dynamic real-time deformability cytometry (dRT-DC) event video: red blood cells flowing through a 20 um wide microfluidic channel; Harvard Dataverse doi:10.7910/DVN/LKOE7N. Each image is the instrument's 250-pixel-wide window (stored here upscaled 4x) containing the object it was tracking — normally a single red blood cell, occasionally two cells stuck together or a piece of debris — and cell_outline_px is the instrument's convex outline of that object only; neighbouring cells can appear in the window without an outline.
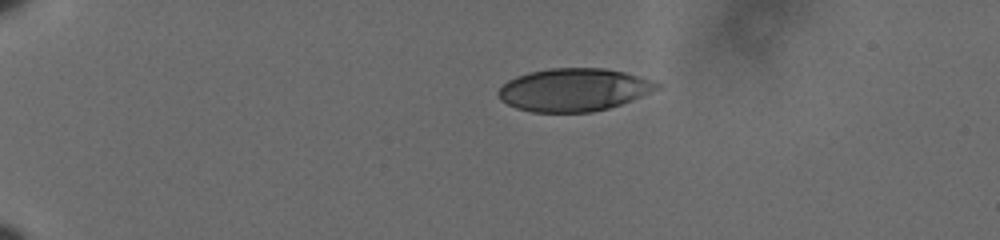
{"species": "human", "species_latin": "Homo sapiens", "temperature_condition": "cold", "stored_images_in_passage": 46, "camera_frame_rate_fps": 3000, "um_per_image_px": 0.085, "donor": {"sex": "male"}, "frame": {"image": 1, "passage_image": 1, "time_ms": 0.0, "image_size_px": [1000, 240], "cell_outline_px": [[664, 84], [660, 88], [652, 92], [620, 104], [608, 108], [592, 112], [532, 112], [516, 108], [500, 100], [496, 92], [508, 80], [516, 76], [528, 72], [552, 68], [604, 68], [624, 72], [652, 80]], "centroid_in_image_um": [48.77, 7.63], "position_along_channel_um": 36.2, "area_um2": 39.65}}
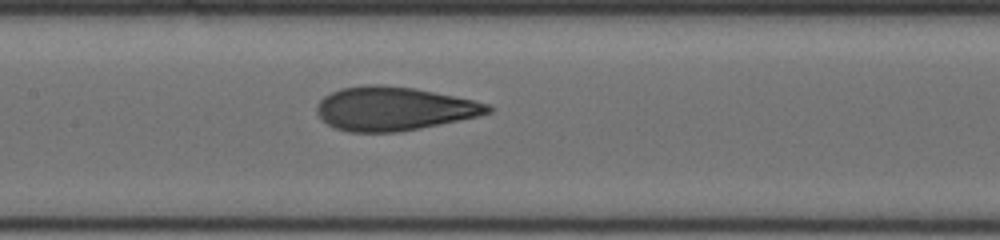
{"frame": {"image": 2, "passage_image": 19, "time_ms": 6.0, "image_size_px": [1000, 240], "cell_outline_px": [[492, 112], [480, 116], [400, 132], [348, 132], [336, 128], [328, 124], [316, 112], [316, 104], [324, 96], [340, 88], [364, 84], [380, 84], [416, 88], [472, 100], [488, 104], [492, 108]], "centroid_in_image_um": [33.46, 9.23], "position_along_channel_um": 173.9, "area_um2": 43.64}}
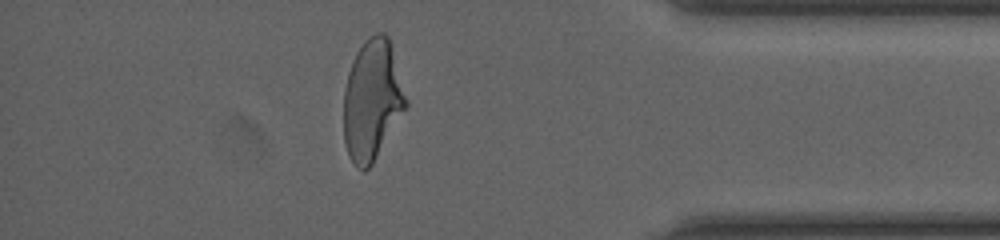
{"frame": {"image": 3, "passage_image": 40, "time_ms": 13.0, "image_size_px": [1000, 240], "cell_outline_px": [[408, 104], [372, 164], [364, 172], [356, 168], [348, 156], [344, 140], [344, 88], [348, 72], [352, 60], [356, 52], [364, 40], [368, 36], [376, 32], [384, 32], [388, 36], [392, 48], [408, 100]], "centroid_in_image_um": [31.62, 8.49], "position_along_channel_um": 403.6, "area_um2": 43.87}, "authors_computed_cell_mechanics": {"area_um2": 43.1188, "velocity_mm_per_s": 3.6098, "shape_relaxation_time_tau1_ms": 4.8735, "shape_relaxation_time_tau2_ms": 0.9715, "deformation_change_tau1": 0.201, "deformation_change_tau2": 0.0896}}